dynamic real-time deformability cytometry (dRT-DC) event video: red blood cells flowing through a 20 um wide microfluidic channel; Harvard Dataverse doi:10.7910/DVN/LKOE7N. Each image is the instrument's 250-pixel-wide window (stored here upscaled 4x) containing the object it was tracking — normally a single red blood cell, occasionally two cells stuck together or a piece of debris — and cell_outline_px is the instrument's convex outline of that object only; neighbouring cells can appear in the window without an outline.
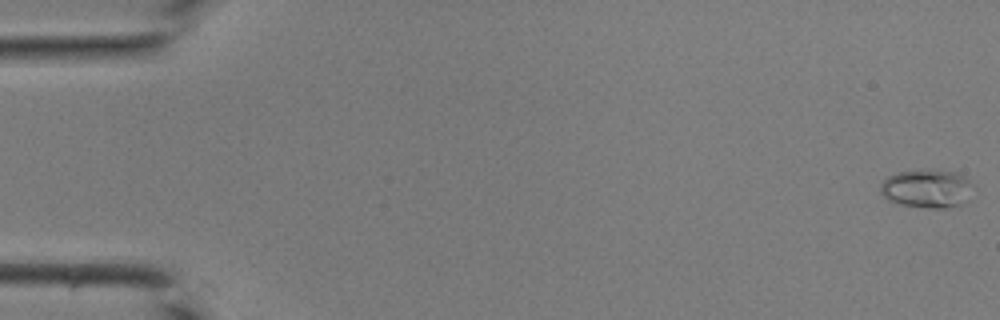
{"species": "common noctule bat (a hibernating species)", "species_latin": "Nyctalus noctula", "temperature_condition": "room temperature", "stored_images_in_passage": 43, "camera_frame_rate_fps": 3000, "um_per_image_px": 0.085, "animal": {"sex": "male", "body_mass_g": 19.0, "forearm_length_mm": 50.8}, "frame": {"image": 1, "passage_image": 1, "time_ms": 0.0, "image_size_px": [1000, 320], "cell_outline_px": [[976, 188], [960, 204], [944, 208], [928, 208], [900, 204], [888, 200], [880, 192], [880, 184], [888, 176], [900, 172], [920, 168], [932, 168], [956, 172], [964, 176]], "centroid_in_image_um": [78.79, 15.99], "position_along_channel_um": 6.2, "area_um2": 21.1}}
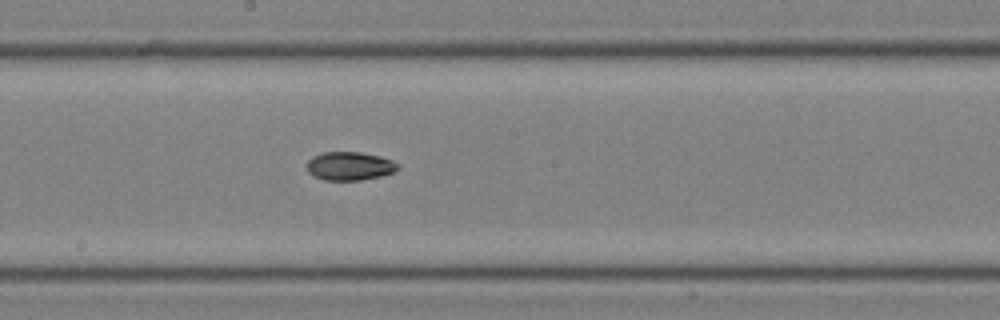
{"frame": {"image": 2, "passage_image": 24, "time_ms": 7.667, "image_size_px": [1000, 320], "cell_outline_px": [[400, 168], [392, 172], [380, 176], [360, 180], [324, 180], [312, 176], [308, 172], [308, 160], [312, 156], [324, 152], [360, 152], [380, 156], [392, 160], [400, 164]], "centroid_in_image_um": [29.72, 14.11], "position_along_channel_um": 218.5, "area_um2": 15.14}}
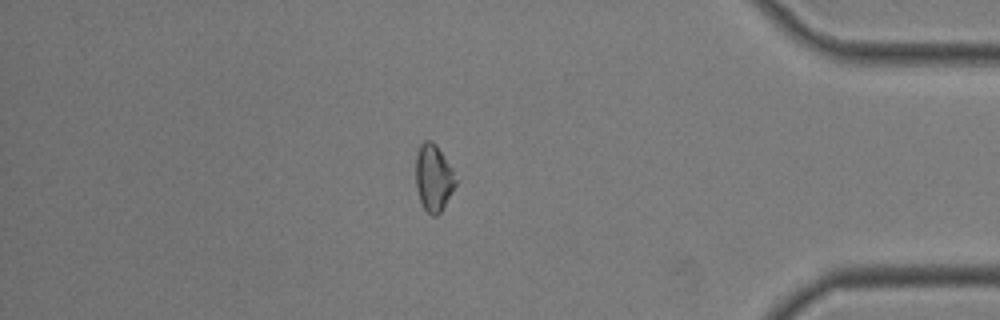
{"frame": {"image": 3, "passage_image": 37, "time_ms": 12.0, "image_size_px": [1000, 320], "cell_outline_px": [[460, 180], [440, 212], [436, 216], [432, 216], [424, 208], [420, 200], [416, 188], [416, 152], [420, 144], [424, 140], [432, 140], [436, 144]], "centroid_in_image_um": [36.88, 15.09], "position_along_channel_um": 398.3, "area_um2": 15.84}}